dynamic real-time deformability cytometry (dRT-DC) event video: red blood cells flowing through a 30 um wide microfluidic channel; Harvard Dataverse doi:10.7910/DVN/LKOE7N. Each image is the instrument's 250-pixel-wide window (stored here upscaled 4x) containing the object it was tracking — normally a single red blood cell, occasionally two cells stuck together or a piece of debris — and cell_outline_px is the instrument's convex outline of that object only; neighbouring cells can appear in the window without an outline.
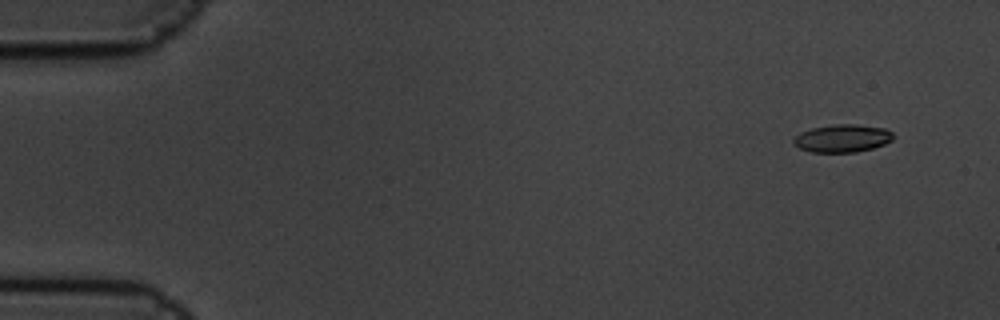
{"species": "common noctule bat (a hibernating species)", "species_latin": "Nyctalus noctula", "temperature_condition": "cold", "stored_images_in_passage": 5, "camera_frame_rate_fps": 3000, "um_per_image_px": 0.085, "animal": {"sex": "male", "body_mass_g": 19.5, "forearm_length_mm": 54.6}, "frame": {"image": 1, "passage_image": 1, "time_ms": 0.0, "image_size_px": [1000, 320], "cell_outline_px": [[892, 140], [884, 144], [872, 148], [856, 152], [812, 152], [800, 148], [792, 144], [792, 140], [800, 132], [812, 128], [836, 124], [856, 124], [884, 128], [892, 132]], "centroid_in_image_um": [71.57, 11.75], "position_along_channel_um": 13.4, "area_um2": 16.07}}
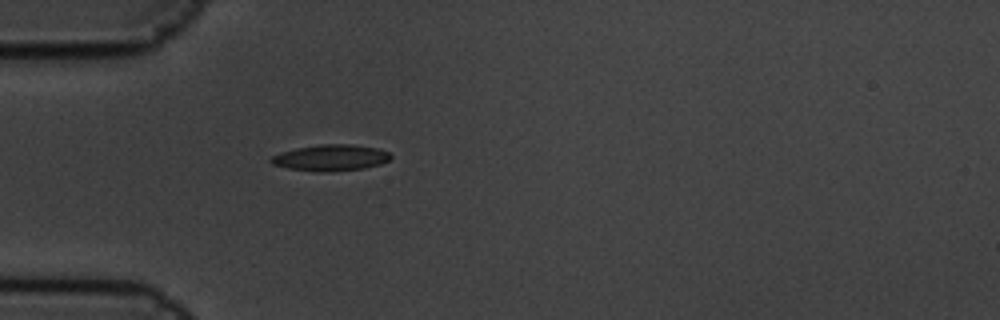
{"frame": {"image": 2, "passage_image": 5, "time_ms": 1.333, "image_size_px": [1000, 320], "cell_outline_px": [[392, 156], [388, 160], [380, 164], [364, 168], [320, 172], [316, 172], [288, 168], [272, 164], [268, 160], [272, 156], [280, 152], [296, 148], [320, 144], [352, 144], [380, 148], [388, 152]], "centroid_in_image_um": [28.1, 13.4], "position_along_channel_um": 56.9, "area_um2": 18.32}}